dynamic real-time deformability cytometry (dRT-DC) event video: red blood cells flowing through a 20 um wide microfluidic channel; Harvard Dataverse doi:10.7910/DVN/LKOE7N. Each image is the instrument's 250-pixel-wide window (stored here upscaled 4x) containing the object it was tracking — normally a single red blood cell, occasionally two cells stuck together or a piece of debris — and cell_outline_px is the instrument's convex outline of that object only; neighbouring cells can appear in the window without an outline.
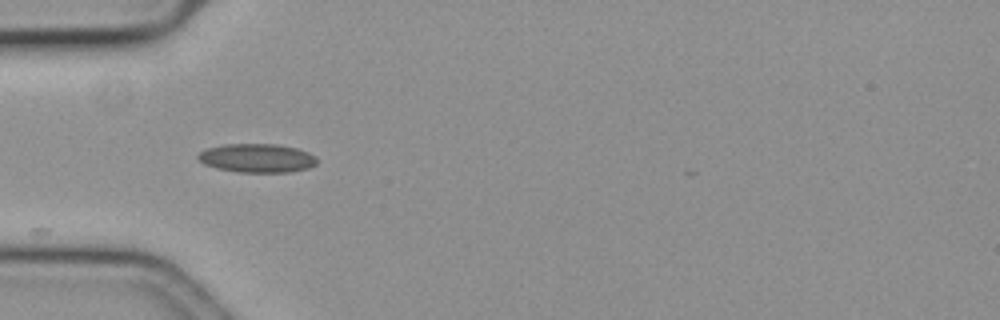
{"species": "common noctule bat (a hibernating species)", "species_latin": "Nyctalus noctula", "temperature_condition": "cold", "stored_images_in_passage": 13, "camera_frame_rate_fps": 3000, "um_per_image_px": 0.085, "animal": {"sex": "female", "body_mass_g": 19.3, "forearm_length_mm": 54.1}, "frame": {"image": 1, "passage_image": 1, "time_ms": 0.0, "image_size_px": [1000, 320], "cell_outline_px": [[316, 164], [308, 168], [292, 172], [236, 172], [216, 168], [204, 164], [196, 156], [204, 148], [224, 144], [276, 144], [296, 148], [308, 152], [316, 156]], "centroid_in_image_um": [21.83, 13.44], "position_along_channel_um": 63.2, "area_um2": 20.06}}
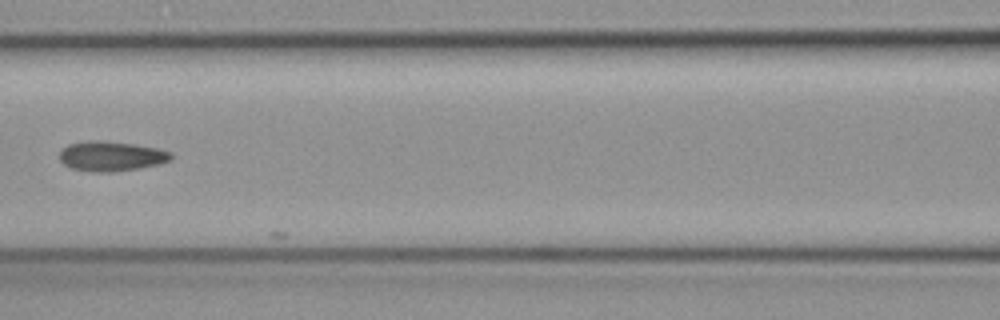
{"frame": {"image": 2, "passage_image": 9, "time_ms": 2.667, "image_size_px": [1000, 320], "cell_outline_px": [[172, 160], [160, 164], [140, 168], [112, 172], [92, 172], [72, 168], [64, 164], [60, 160], [60, 152], [68, 144], [96, 140], [100, 140], [132, 144], [156, 148], [172, 152]], "centroid_in_image_um": [9.48, 13.29], "position_along_channel_um": 157.1, "area_um2": 19.31}}
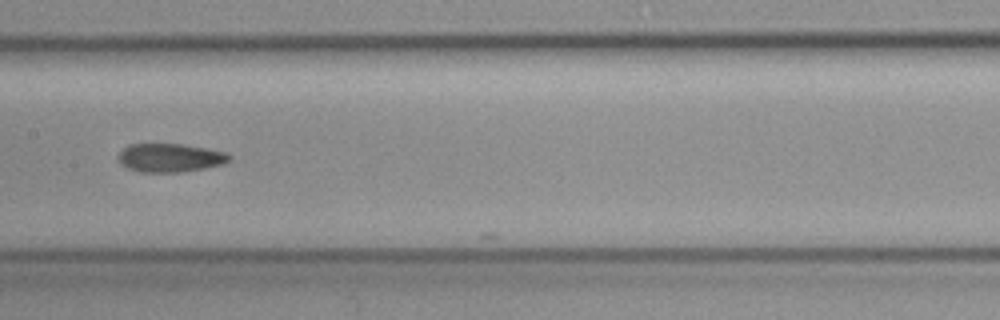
{"frame": {"image": 3, "passage_image": 12, "time_ms": 3.667, "image_size_px": [1000, 320], "cell_outline_px": [[232, 160], [224, 164], [204, 168], [180, 172], [140, 172], [128, 168], [116, 156], [128, 144], [180, 144], [228, 152], [232, 156]], "centroid_in_image_um": [14.5, 13.41], "position_along_channel_um": 192.9, "area_um2": 18.44}}